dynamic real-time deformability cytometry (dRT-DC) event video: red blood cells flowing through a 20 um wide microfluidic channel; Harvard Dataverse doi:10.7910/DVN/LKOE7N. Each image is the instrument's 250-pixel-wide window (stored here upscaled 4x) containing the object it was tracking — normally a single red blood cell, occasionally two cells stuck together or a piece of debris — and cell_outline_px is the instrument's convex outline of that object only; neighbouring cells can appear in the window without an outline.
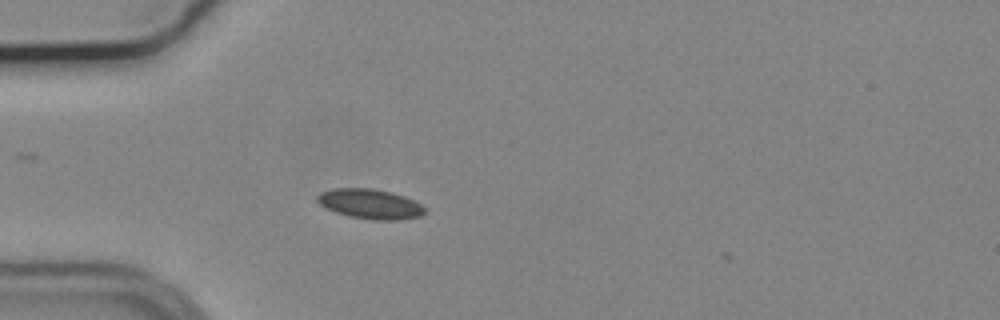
{"species": "common noctule bat (a hibernating species)", "species_latin": "Nyctalus noctula", "temperature_condition": "cold", "stored_images_in_passage": 15, "camera_frame_rate_fps": 3000, "um_per_image_px": 0.085, "animal": {"sex": "male", "body_mass_g": 19.2, "forearm_length_mm": 51.8}, "frame": {"image": 1, "passage_image": 7, "time_ms": 2.0, "image_size_px": [1000, 320], "cell_outline_px": [[428, 212], [420, 216], [396, 220], [376, 220], [348, 216], [336, 212], [320, 204], [316, 200], [316, 196], [320, 192], [332, 188], [372, 188], [392, 192], [404, 196], [420, 204]], "centroid_in_image_um": [31.45, 17.32], "position_along_channel_um": 53.5, "area_um2": 18.67}}
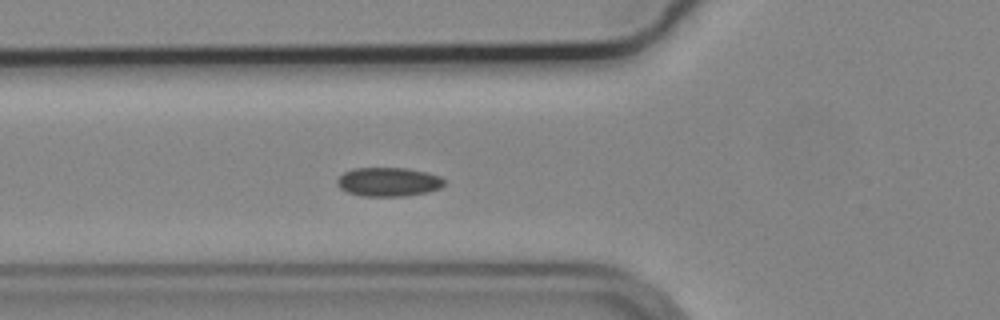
{"frame": {"image": 2, "passage_image": 11, "time_ms": 3.333, "image_size_px": [1000, 320], "cell_outline_px": [[444, 184], [440, 188], [428, 192], [404, 196], [364, 196], [348, 192], [340, 188], [336, 184], [336, 180], [344, 172], [352, 168], [408, 168], [428, 172], [440, 176], [444, 180]], "centroid_in_image_um": [33.02, 15.45], "position_along_channel_um": 92.8, "area_um2": 18.15}}